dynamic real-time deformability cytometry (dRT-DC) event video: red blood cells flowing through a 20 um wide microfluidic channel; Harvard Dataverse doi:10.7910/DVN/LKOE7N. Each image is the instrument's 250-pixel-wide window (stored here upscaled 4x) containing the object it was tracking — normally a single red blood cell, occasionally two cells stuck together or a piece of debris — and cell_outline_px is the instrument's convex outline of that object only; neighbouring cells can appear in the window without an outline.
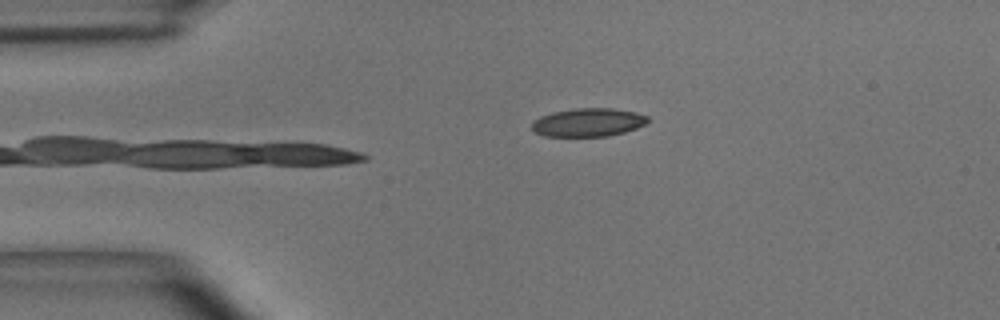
{"species": "common noctule bat (a hibernating species)", "species_latin": "Nyctalus noctula", "temperature_condition": "room temperature", "stored_images_in_passage": 44, "camera_frame_rate_fps": 3000, "um_per_image_px": 0.085, "animal": {"sex": "male", "body_mass_g": 15.6}, "frame": {"image": 1, "passage_image": 1, "time_ms": 0.0, "image_size_px": [1000, 320], "cell_outline_px": [[652, 120], [636, 128], [624, 132], [608, 136], [544, 136], [536, 132], [532, 128], [532, 124], [540, 116], [552, 112], [576, 108], [612, 108], [636, 112], [648, 116]], "centroid_in_image_um": [50.03, 10.39], "position_along_channel_um": 35.0, "area_um2": 19.13}}
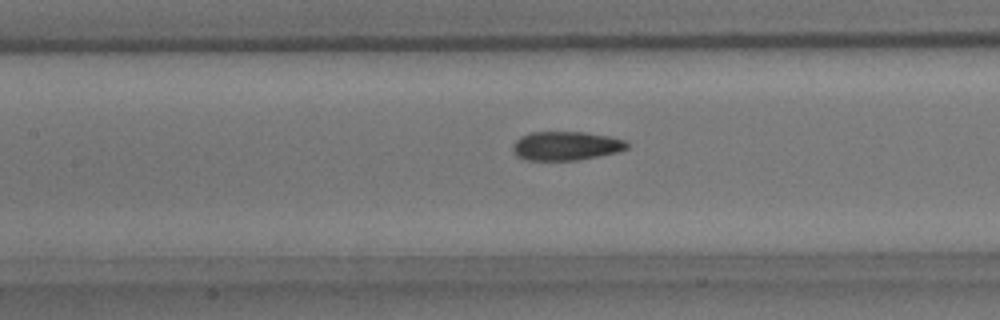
{"frame": {"image": 2, "passage_image": 14, "time_ms": 4.333, "image_size_px": [1000, 320], "cell_outline_px": [[628, 148], [616, 152], [576, 160], [524, 160], [516, 156], [512, 148], [512, 144], [520, 136], [532, 132], [584, 132], [608, 136], [624, 140], [628, 144]], "centroid_in_image_um": [48.05, 12.4], "position_along_channel_um": 159.4, "area_um2": 19.13}}
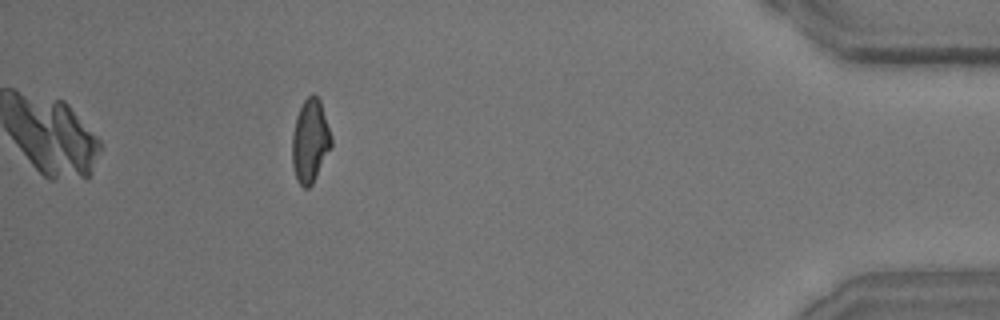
{"frame": {"image": 3, "passage_image": 39, "time_ms": 12.667, "image_size_px": [1000, 320], "cell_outline_px": [[332, 148], [312, 184], [308, 188], [304, 188], [296, 180], [292, 164], [292, 136], [296, 116], [304, 100], [312, 92], [320, 100], [332, 136]], "centroid_in_image_um": [26.37, 11.99], "position_along_channel_um": 408.8, "area_um2": 19.19}, "authors_computed_cell_mechanics": {"area_um2": 19.3919, "velocity_mm_per_s": 3.6595, "shape_relaxation_time_tau1_ms": 5.8878, "shape_relaxation_time_tau2_ms": 2.3826, "deformation_change_tau1": 0.1525, "deformation_change_tau2": 0.0948}}